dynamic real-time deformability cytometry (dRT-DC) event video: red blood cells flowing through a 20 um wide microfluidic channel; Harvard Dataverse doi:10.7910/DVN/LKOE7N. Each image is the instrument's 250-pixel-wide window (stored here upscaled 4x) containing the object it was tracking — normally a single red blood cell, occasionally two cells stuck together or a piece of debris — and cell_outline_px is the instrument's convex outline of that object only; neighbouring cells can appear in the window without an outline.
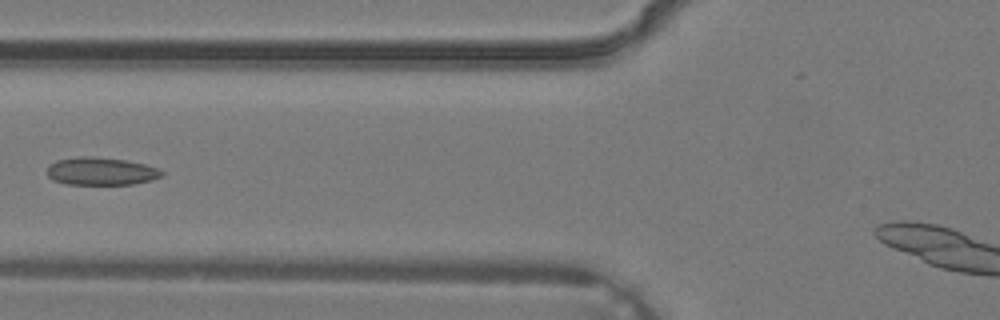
{"species": "common noctule bat (a hibernating species)", "species_latin": "Nyctalus noctula", "temperature_condition": "warm", "stored_images_in_passage": 6, "camera_frame_rate_fps": 3000, "um_per_image_px": 0.085, "animal": {"sex": "male", "body_mass_g": 19.2, "forearm_length_mm": 51.8}, "frame": {"image": 1, "passage_image": 5, "time_ms": 1.333, "image_size_px": [1000, 320], "cell_outline_px": [[164, 176], [152, 180], [132, 184], [68, 184], [52, 180], [48, 176], [48, 168], [56, 160], [76, 156], [92, 156], [124, 160], [144, 164], [156, 168], [164, 172]], "centroid_in_image_um": [8.59, 14.55], "position_along_channel_um": 117.2, "area_um2": 18.5}}